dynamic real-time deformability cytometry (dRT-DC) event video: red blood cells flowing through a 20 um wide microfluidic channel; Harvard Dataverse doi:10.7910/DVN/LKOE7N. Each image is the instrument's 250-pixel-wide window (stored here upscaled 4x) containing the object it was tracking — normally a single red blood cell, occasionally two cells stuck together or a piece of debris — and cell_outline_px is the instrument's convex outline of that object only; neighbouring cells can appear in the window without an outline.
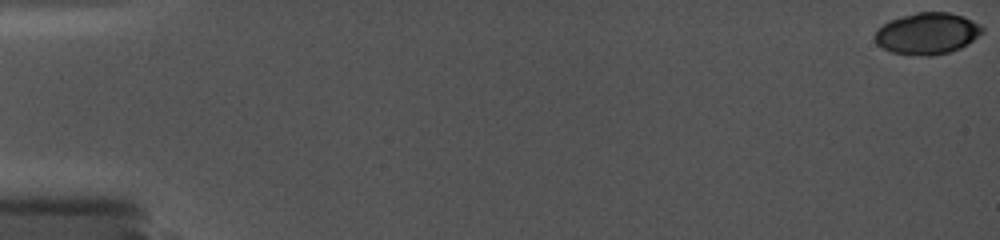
{"species": "common noctule bat (a hibernating species)", "species_latin": "Nyctalus noctula", "temperature_condition": "cold", "stored_images_in_passage": 27, "camera_frame_rate_fps": 5000, "um_per_image_px": 0.085, "animal": {"sex": "female", "body_mass_g": 19.0, "forearm_length_mm": 56.7}, "frame": {"image": 1, "passage_image": 1, "time_ms": 0.0, "image_size_px": [1000, 240], "cell_outline_px": [[984, 32], [968, 44], [960, 48], [948, 52], [932, 56], [924, 56], [892, 52], [876, 44], [876, 32], [884, 24], [892, 20], [904, 16], [920, 12], [948, 12], [972, 20], [980, 24], [984, 28]], "centroid_in_image_um": [78.87, 2.86], "position_along_channel_um": 6.1, "area_um2": 25.61}}
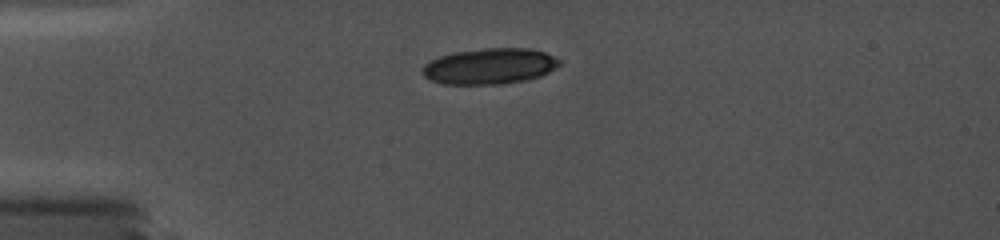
{"frame": {"image": 2, "passage_image": 23, "time_ms": 4.8, "image_size_px": [1000, 240], "cell_outline_px": [[560, 64], [556, 68], [540, 76], [528, 80], [504, 84], [444, 84], [432, 80], [424, 76], [424, 64], [440, 56], [456, 52], [488, 48], [524, 48], [544, 52], [560, 60]], "centroid_in_image_um": [41.65, 5.64], "position_along_channel_um": 43.3, "area_um2": 28.32}}